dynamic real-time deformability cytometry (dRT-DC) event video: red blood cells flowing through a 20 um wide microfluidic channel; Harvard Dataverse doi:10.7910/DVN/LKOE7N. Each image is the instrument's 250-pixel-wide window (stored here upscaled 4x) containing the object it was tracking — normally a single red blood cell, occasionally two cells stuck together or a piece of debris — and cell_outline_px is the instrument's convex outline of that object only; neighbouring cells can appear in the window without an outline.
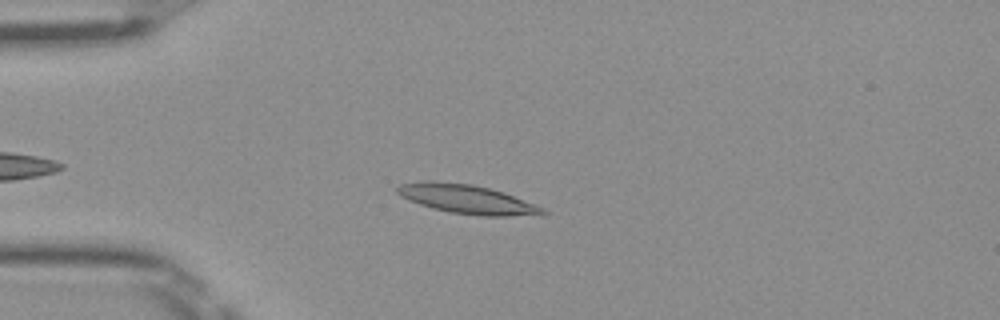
{"species": "Egyptian fruit bat (a non-hibernating species)", "species_latin": "Rousettus aegyptiacus", "temperature_condition": "room temperature", "stored_images_in_passage": 39, "camera_frame_rate_fps": 3000, "um_per_image_px": 0.085, "frame": {"image": 1, "passage_image": 8, "time_ms": 2.333, "image_size_px": [1000, 320], "cell_outline_px": [[548, 212], [508, 216], [484, 216], [452, 212], [432, 208], [408, 200], [400, 196], [396, 192], [396, 188], [400, 184], [424, 180], [432, 180], [472, 184], [504, 192], [544, 208]], "centroid_in_image_um": [39.6, 16.9], "position_along_channel_um": 45.4, "area_um2": 24.28}}
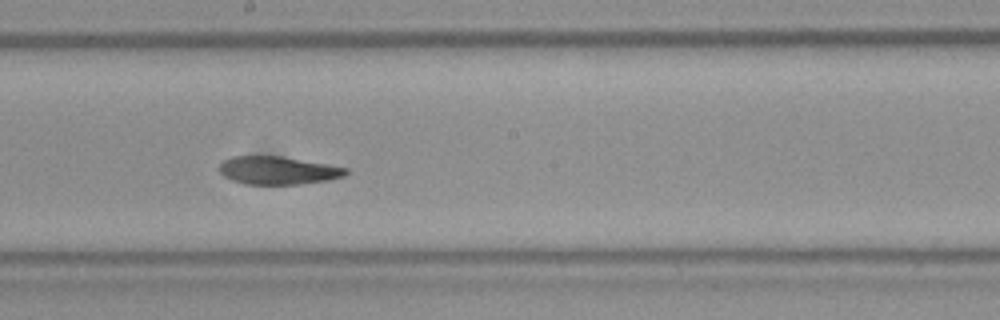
{"frame": {"image": 2, "passage_image": 23, "time_ms": 7.333, "image_size_px": [1000, 320], "cell_outline_px": [[348, 172], [344, 176], [328, 180], [300, 184], [244, 184], [232, 180], [224, 176], [220, 172], [220, 164], [224, 160], [232, 156], [280, 156], [328, 164], [348, 168]], "centroid_in_image_um": [23.63, 14.48], "position_along_channel_um": 224.6, "area_um2": 20.58}}
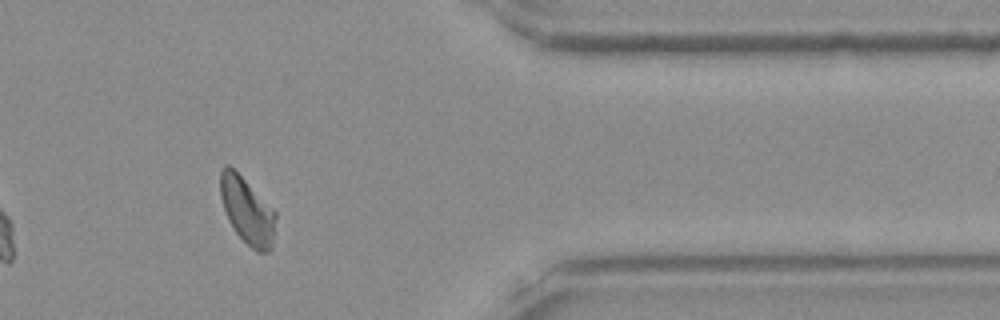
{"frame": {"image": 3, "passage_image": 37, "time_ms": 12.0, "image_size_px": [1000, 320], "cell_outline_px": [[276, 216], [272, 248], [268, 252], [256, 252], [236, 232], [228, 220], [220, 196], [220, 172], [224, 164], [228, 164], [276, 212]], "centroid_in_image_um": [21.0, 17.93], "position_along_channel_um": 390.4, "area_um2": 21.04}, "authors_computed_cell_mechanics": {"area_um2": 21.8484, "velocity_mm_per_s": 3.9952, "shape_relaxation_time_tau1_ms": null, "shape_relaxation_time_tau2_ms": 3.4294, "deformation_change_tau1": null, "deformation_change_tau2": 0.0888}}